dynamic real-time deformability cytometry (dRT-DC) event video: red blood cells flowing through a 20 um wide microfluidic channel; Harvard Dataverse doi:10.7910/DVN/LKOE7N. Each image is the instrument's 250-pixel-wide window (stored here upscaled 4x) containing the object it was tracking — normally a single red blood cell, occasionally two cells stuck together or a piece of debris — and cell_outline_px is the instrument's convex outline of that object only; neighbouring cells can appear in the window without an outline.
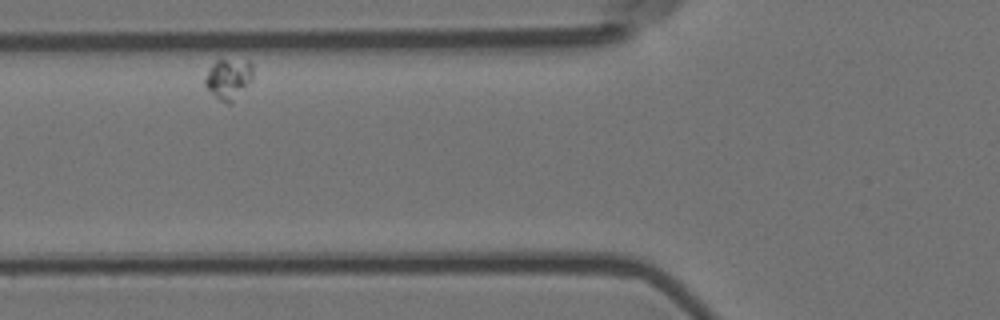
{"species": "Egyptian fruit bat (a non-hibernating species)", "species_latin": "Rousettus aegyptiacus", "temperature_condition": "room temperature", "stored_images_in_passage": 3, "camera_frame_rate_fps": 3000, "um_per_image_px": 0.085, "animal": {"sex": "female"}, "frame": {"image": 1, "passage_image": 2, "time_ms": 0.333, "image_size_px": [1000, 320], "cell_outline_px": [[252, 80], [232, 104], [228, 104], [220, 100], [204, 84], [204, 80], [212, 64], [216, 60], [248, 60], [252, 64]], "centroid_in_image_um": [19.45, 6.71], "position_along_channel_um": 106.3, "area_um2": 11.21}}
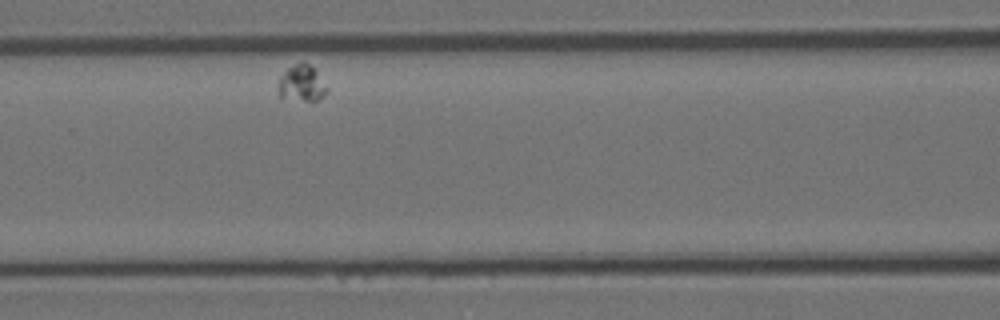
{"frame": {"image": 2, "passage_image": 3, "time_ms": 0.667, "image_size_px": [1000, 320], "cell_outline_px": [[328, 88], [324, 96], [316, 100], [304, 100], [280, 96], [280, 76], [288, 68], [304, 60], [316, 68]], "centroid_in_image_um": [25.71, 7.03], "position_along_channel_um": 140.9, "area_um2": 10.12}}